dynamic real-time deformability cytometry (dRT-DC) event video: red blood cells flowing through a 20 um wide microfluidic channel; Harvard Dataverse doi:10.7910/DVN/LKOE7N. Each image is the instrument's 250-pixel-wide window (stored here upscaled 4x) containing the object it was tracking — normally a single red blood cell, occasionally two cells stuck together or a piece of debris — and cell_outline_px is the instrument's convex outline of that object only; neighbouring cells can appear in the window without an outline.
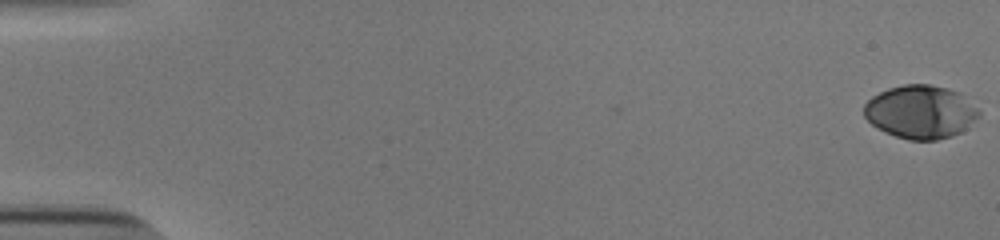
{"species": "human", "species_latin": "Homo sapiens", "temperature_condition": "cold", "stored_images_in_passage": 54, "camera_frame_rate_fps": 3000, "um_per_image_px": 0.085, "donor": {"sex": "male"}, "frame": {"image": 1, "passage_image": 1, "time_ms": 0.0, "image_size_px": [1000, 240], "cell_outline_px": [[980, 116], [968, 128], [952, 136], [936, 140], [908, 140], [884, 132], [876, 128], [864, 116], [864, 104], [872, 96], [888, 88], [904, 84], [928, 84], [948, 88], [960, 92], [980, 112]], "centroid_in_image_um": [78.25, 9.51], "position_along_channel_um": 6.8, "area_um2": 35.89}}
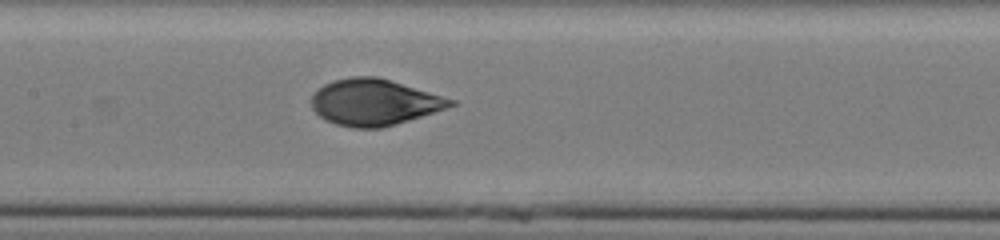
{"frame": {"image": 2, "passage_image": 28, "time_ms": 9.0, "image_size_px": [1000, 240], "cell_outline_px": [[456, 104], [396, 124], [380, 128], [352, 128], [336, 124], [320, 116], [312, 108], [312, 96], [324, 84], [336, 80], [352, 76], [376, 76], [456, 100]], "centroid_in_image_um": [31.79, 8.69], "position_along_channel_um": 175.6, "area_um2": 36.82}}
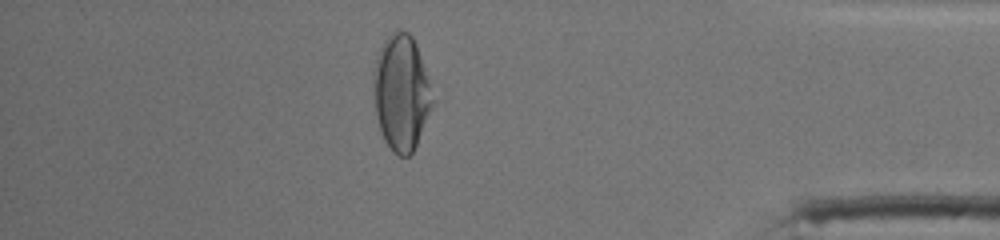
{"frame": {"image": 3, "passage_image": 48, "time_ms": 15.667, "image_size_px": [1000, 240], "cell_outline_px": [[432, 108], [416, 144], [412, 152], [408, 156], [400, 156], [392, 152], [384, 140], [376, 116], [372, 88], [372, 72], [376, 56], [384, 40], [396, 28], [400, 28], [408, 32], [412, 36], [416, 44], [428, 80], [432, 100]], "centroid_in_image_um": [34.06, 7.85], "position_along_channel_um": 401.1, "area_um2": 39.77}, "authors_computed_cell_mechanics": {"area_um2": 37.3388, "velocity_mm_per_s": 3.872, "shape_relaxation_time_tau1_ms": 3.6122, "shape_relaxation_time_tau2_ms": null, "deformation_change_tau1": 0.1869, "deformation_change_tau2": null}}